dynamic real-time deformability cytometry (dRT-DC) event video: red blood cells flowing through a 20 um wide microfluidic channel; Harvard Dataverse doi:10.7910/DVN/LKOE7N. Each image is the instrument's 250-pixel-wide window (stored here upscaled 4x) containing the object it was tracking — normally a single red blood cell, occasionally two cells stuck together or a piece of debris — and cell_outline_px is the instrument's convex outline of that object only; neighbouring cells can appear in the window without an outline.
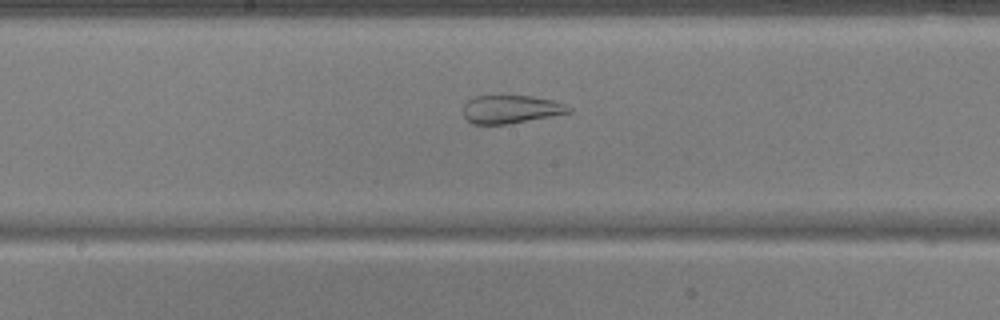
{"species": "common noctule bat (a hibernating species)", "species_latin": "Nyctalus noctula", "temperature_condition": "warm", "stored_images_in_passage": 52, "camera_frame_rate_fps": 3000, "um_per_image_px": 0.085, "animal": {"sex": "male", "body_mass_g": 17.9, "forearm_length_mm": 54.2}, "frame": {"image": 1, "passage_image": 27, "time_ms": 8.667, "image_size_px": [1000, 320], "cell_outline_px": [[572, 112], [512, 124], [472, 124], [464, 116], [464, 104], [468, 100], [476, 96], [532, 96], [552, 100], [564, 104], [572, 108]], "centroid_in_image_um": [43.44, 9.3], "position_along_channel_um": 204.8, "area_um2": 17.34}}
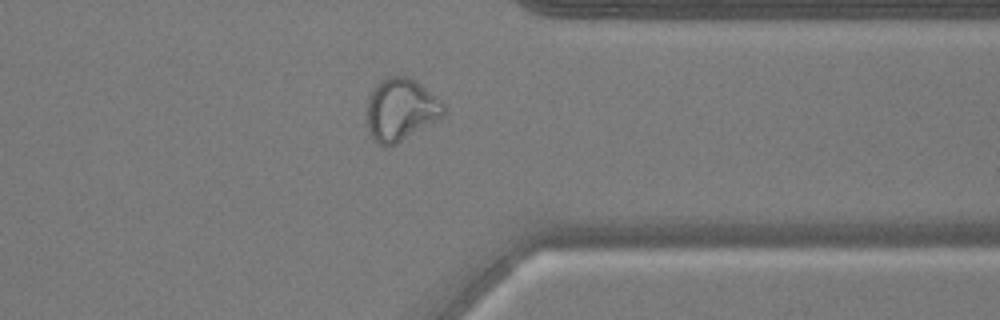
{"frame": {"image": 2, "passage_image": 41, "time_ms": 13.333, "image_size_px": [1000, 320], "cell_outline_px": [[444, 116], [396, 144], [380, 144], [372, 140], [368, 132], [364, 112], [368, 96], [376, 84], [380, 80], [388, 76], [408, 76], [420, 84], [436, 96], [444, 104]], "centroid_in_image_um": [34.0, 9.31], "position_along_channel_um": 377.4, "area_um2": 28.21}}
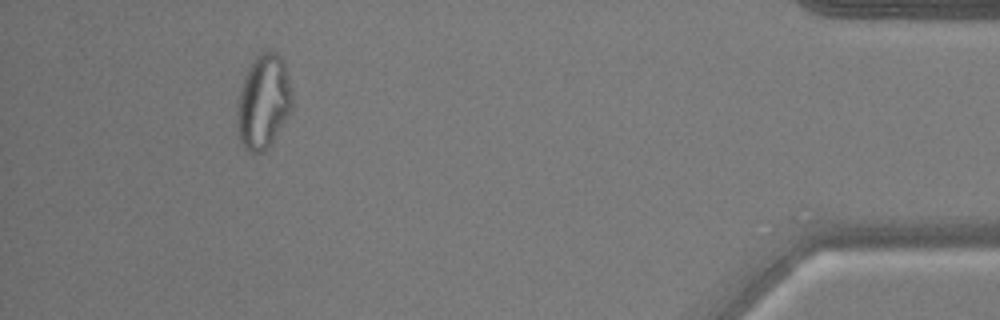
{"frame": {"image": 3, "passage_image": 48, "time_ms": 15.667, "image_size_px": [1000, 320], "cell_outline_px": [[292, 108], [272, 140], [264, 152], [252, 156], [240, 144], [236, 132], [236, 112], [240, 88], [244, 76], [252, 60], [264, 48], [268, 48], [276, 52], [284, 60], [292, 88]], "centroid_in_image_um": [22.36, 8.63], "position_along_channel_um": 412.8, "area_um2": 31.04}, "authors_computed_cell_mechanics": {"area_um2": 28.6977, "velocity_mm_per_s": 3.7894, "shape_relaxation_time_tau1_ms": null, "shape_relaxation_time_tau2_ms": 1.3677, "deformation_change_tau1": null, "deformation_change_tau2": 0.0969}}